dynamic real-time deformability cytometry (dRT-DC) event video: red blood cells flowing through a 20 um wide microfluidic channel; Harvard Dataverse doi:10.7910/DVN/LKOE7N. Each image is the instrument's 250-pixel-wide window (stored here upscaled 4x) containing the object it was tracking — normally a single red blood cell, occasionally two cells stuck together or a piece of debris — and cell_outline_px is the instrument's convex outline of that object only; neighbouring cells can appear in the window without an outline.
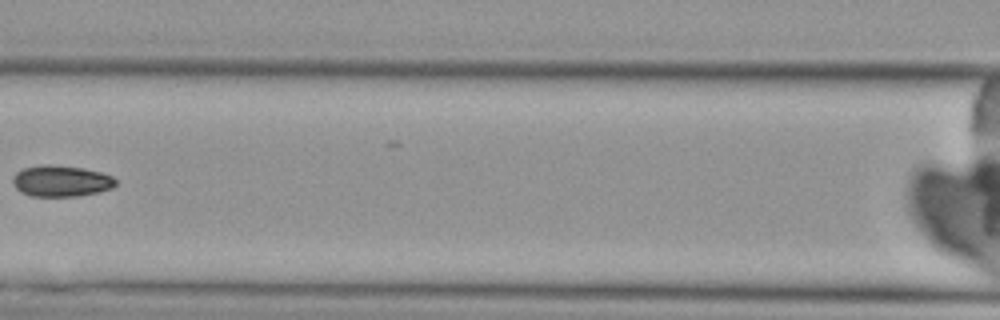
{"species": "Egyptian fruit bat (a non-hibernating species)", "species_latin": "Rousettus aegyptiacus", "temperature_condition": "cold", "stored_images_in_passage": 10, "camera_frame_rate_fps": 3000, "um_per_image_px": 0.085, "animal": {"sex": "female"}, "frame": {"image": 1, "passage_image": 8, "time_ms": 8.333, "image_size_px": [1000, 320], "cell_outline_px": [[116, 184], [112, 188], [96, 192], [76, 196], [32, 196], [20, 192], [12, 184], [12, 176], [16, 172], [24, 168], [44, 164], [48, 164], [84, 168], [100, 172], [112, 176], [116, 180]], "centroid_in_image_um": [5.16, 15.38], "position_along_channel_um": 161.4, "area_um2": 18.73}}
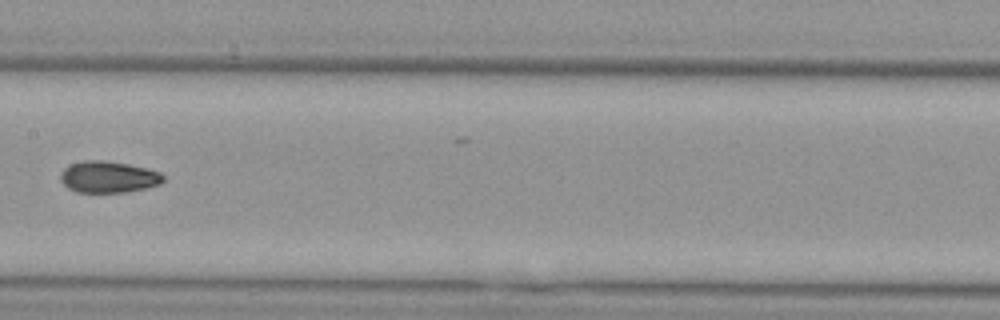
{"frame": {"image": 2, "passage_image": 9, "time_ms": 9.333, "image_size_px": [1000, 320], "cell_outline_px": [[164, 180], [160, 184], [144, 188], [124, 192], [76, 192], [68, 188], [60, 180], [60, 172], [64, 168], [72, 164], [84, 160], [104, 160], [128, 164], [160, 172], [164, 176]], "centroid_in_image_um": [9.19, 15.04], "position_along_channel_um": 198.2, "area_um2": 18.79}}